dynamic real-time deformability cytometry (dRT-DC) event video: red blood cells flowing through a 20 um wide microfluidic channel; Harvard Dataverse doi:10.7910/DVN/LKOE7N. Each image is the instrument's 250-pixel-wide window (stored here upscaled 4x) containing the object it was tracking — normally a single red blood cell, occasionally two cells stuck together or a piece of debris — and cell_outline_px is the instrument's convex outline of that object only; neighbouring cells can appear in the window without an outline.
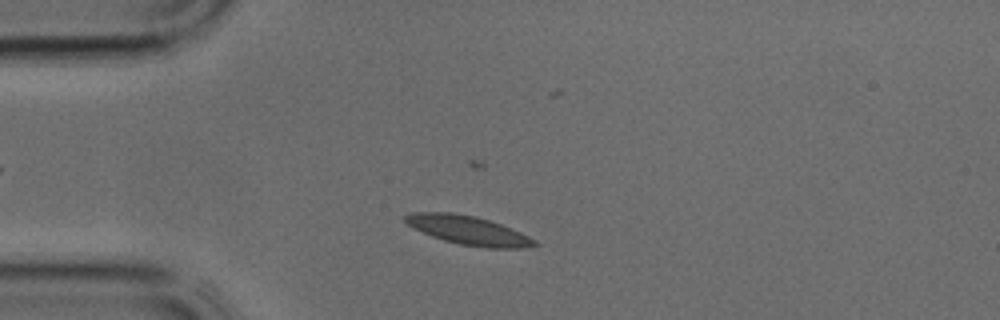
{"species": "common noctule bat (a hibernating species)", "species_latin": "Nyctalus noctula", "temperature_condition": "cold", "stored_images_in_passage": 33, "camera_frame_rate_fps": 3000, "um_per_image_px": 0.085, "animal": {"sex": "male", "body_mass_g": 17.9, "forearm_length_mm": 54.2}, "frame": {"image": 1, "passage_image": 4, "time_ms": 1.0, "image_size_px": [1000, 320], "cell_outline_px": [[540, 244], [524, 248], [488, 248], [460, 244], [444, 240], [432, 236], [408, 224], [404, 220], [404, 216], [412, 212], [452, 212], [476, 216], [500, 224], [520, 232], [536, 240]], "centroid_in_image_um": [39.83, 19.57], "position_along_channel_um": 45.2, "area_um2": 21.5}}
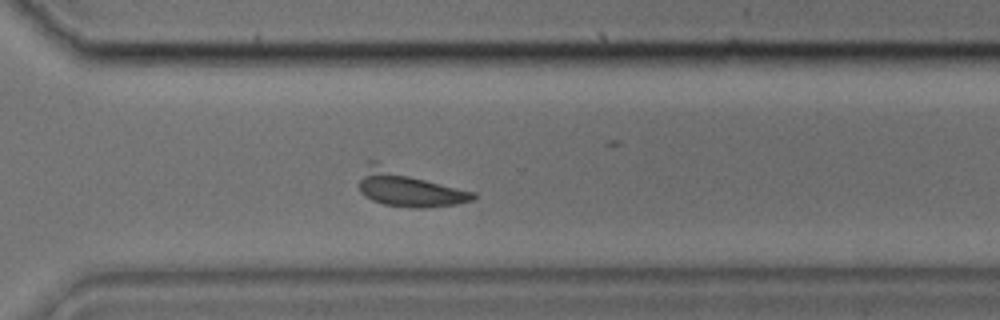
{"frame": {"image": 2, "passage_image": 22, "time_ms": 7.0, "image_size_px": [1000, 320], "cell_outline_px": [[476, 196], [472, 200], [456, 204], [424, 208], [412, 208], [384, 204], [372, 200], [364, 196], [360, 192], [360, 180], [368, 160], [376, 160], [476, 192]], "centroid_in_image_um": [34.73, 15.97], "position_along_channel_um": 335.9, "area_um2": 24.74}}
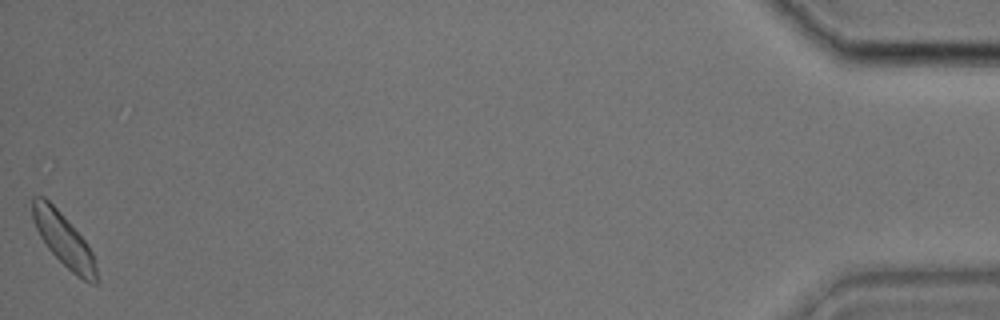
{"frame": {"image": 3, "passage_image": 33, "time_ms": 10.667, "image_size_px": [1000, 320], "cell_outline_px": [[100, 280], [96, 284], [92, 284], [76, 276], [48, 248], [40, 236], [32, 220], [32, 196], [44, 196], [60, 212], [84, 240], [92, 252]], "centroid_in_image_um": [5.42, 20.41], "position_along_channel_um": 429.8, "area_um2": 19.54}}